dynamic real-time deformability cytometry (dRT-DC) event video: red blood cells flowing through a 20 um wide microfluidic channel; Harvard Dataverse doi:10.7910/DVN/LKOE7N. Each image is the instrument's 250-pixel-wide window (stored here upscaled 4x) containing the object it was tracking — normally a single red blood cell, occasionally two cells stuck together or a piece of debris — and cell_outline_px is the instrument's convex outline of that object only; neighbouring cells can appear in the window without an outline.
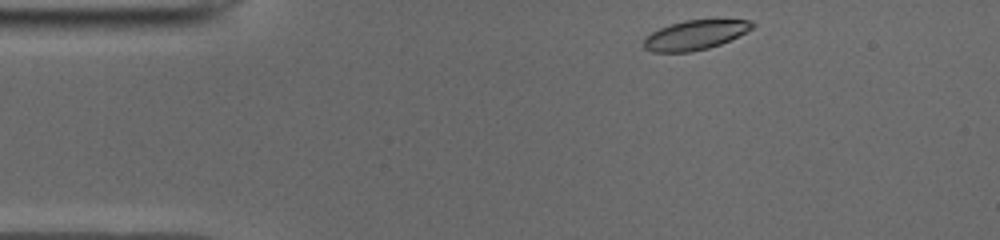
{"species": "common noctule bat (a hibernating species)", "species_latin": "Nyctalus noctula", "temperature_condition": "cold", "stored_images_in_passage": 44, "camera_frame_rate_fps": 3000, "um_per_image_px": 0.085, "animal": {"sex": "male", "body_mass_g": 19.0, "forearm_length_mm": 50.8}, "frame": {"image": 1, "passage_image": 1, "time_ms": 0.0, "image_size_px": [1000, 240], "cell_outline_px": [[756, 24], [752, 28], [720, 44], [708, 48], [692, 52], [652, 52], [644, 48], [644, 40], [652, 32], [660, 28], [684, 20], [752, 20]], "centroid_in_image_um": [59.07, 2.98], "position_along_channel_um": 25.9, "area_um2": 18.32}}
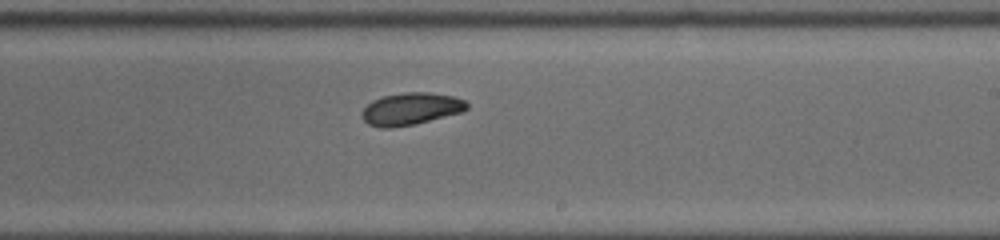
{"frame": {"image": 2, "passage_image": 23, "time_ms": 7.333, "image_size_px": [1000, 240], "cell_outline_px": [[468, 108], [460, 112], [412, 124], [392, 128], [380, 128], [368, 124], [360, 116], [360, 112], [372, 100], [384, 96], [404, 92], [428, 92], [452, 96], [464, 100], [468, 104]], "centroid_in_image_um": [34.86, 9.25], "position_along_channel_um": 254.1, "area_um2": 19.48}}
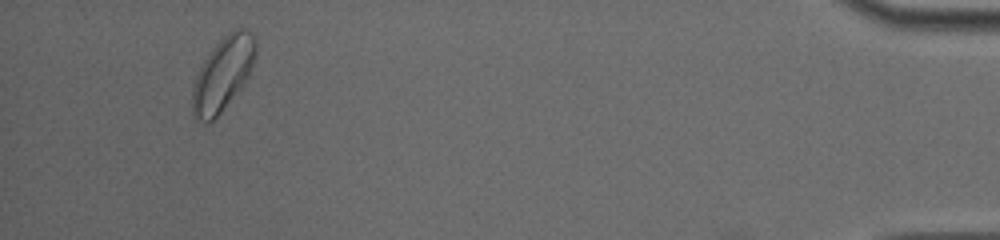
{"frame": {"image": 3, "passage_image": 41, "time_ms": 13.333, "image_size_px": [1000, 240], "cell_outline_px": [[256, 52], [252, 68], [248, 76], [236, 92], [220, 112], [212, 120], [196, 120], [192, 112], [192, 88], [196, 76], [208, 52], [228, 32], [236, 28], [248, 28], [256, 36]], "centroid_in_image_um": [18.96, 6.2], "position_along_channel_um": 416.2, "area_um2": 26.82}, "authors_computed_cell_mechanics": {"area_um2": 20.1433, "velocity_mm_per_s": 3.9169, "shape_relaxation_time_tau1_ms": 5.415, "shape_relaxation_time_tau2_ms": 8.1711, "deformation_change_tau1": 0.1412, "deformation_change_tau2": 0.1307}}